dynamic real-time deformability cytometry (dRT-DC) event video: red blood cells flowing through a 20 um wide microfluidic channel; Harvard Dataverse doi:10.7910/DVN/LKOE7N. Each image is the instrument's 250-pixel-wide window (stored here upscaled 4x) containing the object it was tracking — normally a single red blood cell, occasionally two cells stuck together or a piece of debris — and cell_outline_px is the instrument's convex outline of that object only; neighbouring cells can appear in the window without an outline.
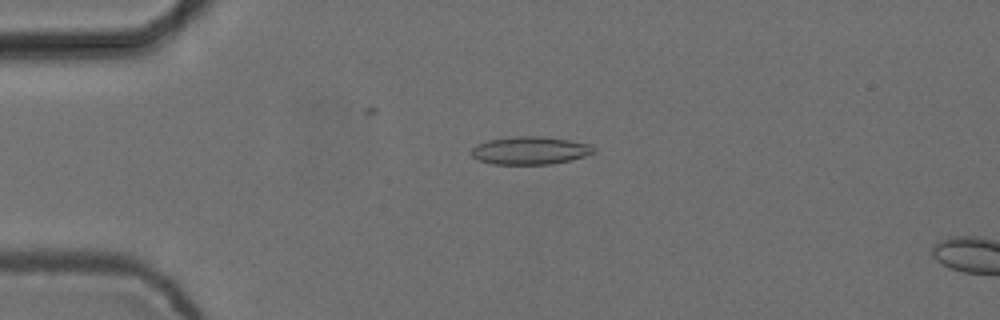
{"species": "common noctule bat (a hibernating species)", "species_latin": "Nyctalus noctula", "temperature_condition": "cold", "stored_images_in_passage": 6, "camera_frame_rate_fps": 3000, "um_per_image_px": 0.085, "animal": {"sex": "female", "body_mass_g": 24.6, "forearm_length_mm": 56.2}, "frame": {"image": 1, "passage_image": 4, "time_ms": 1.0, "image_size_px": [1000, 320], "cell_outline_px": [[596, 152], [572, 160], [552, 164], [492, 164], [480, 160], [472, 156], [472, 148], [476, 144], [488, 140], [520, 136], [540, 136], [568, 140], [592, 144], [596, 148]], "centroid_in_image_um": [45.1, 12.79], "position_along_channel_um": 39.9, "area_um2": 19.88}}